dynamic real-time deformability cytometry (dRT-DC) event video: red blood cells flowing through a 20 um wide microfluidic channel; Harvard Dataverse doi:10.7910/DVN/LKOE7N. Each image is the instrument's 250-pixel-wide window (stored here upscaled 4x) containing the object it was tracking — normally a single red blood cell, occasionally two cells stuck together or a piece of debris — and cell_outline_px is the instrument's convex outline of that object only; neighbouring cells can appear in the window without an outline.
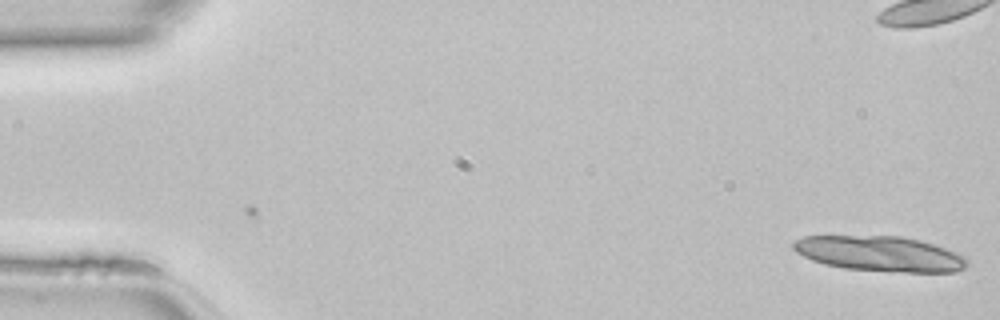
{"species": "common noctule bat (a hibernating species)", "species_latin": "Nyctalus noctula", "temperature_condition": "room temperature", "stored_images_in_passage": 6, "camera_frame_rate_fps": 3000, "um_per_image_px": 0.085, "animal": {"sex": "female", "body_mass_g": 22.7, "forearm_length_mm": 54.2}, "frame": {"image": 1, "passage_image": 6, "time_ms": 1.667, "image_size_px": [1000, 320], "cell_outline_px": [[968, 264], [964, 268], [956, 272], [888, 272], [844, 268], [824, 264], [812, 260], [796, 252], [792, 248], [792, 240], [804, 236], [900, 236], [920, 240], [968, 256]], "centroid_in_image_um": [74.79, 21.57], "position_along_channel_um": 10.2, "area_um2": 36.01}}